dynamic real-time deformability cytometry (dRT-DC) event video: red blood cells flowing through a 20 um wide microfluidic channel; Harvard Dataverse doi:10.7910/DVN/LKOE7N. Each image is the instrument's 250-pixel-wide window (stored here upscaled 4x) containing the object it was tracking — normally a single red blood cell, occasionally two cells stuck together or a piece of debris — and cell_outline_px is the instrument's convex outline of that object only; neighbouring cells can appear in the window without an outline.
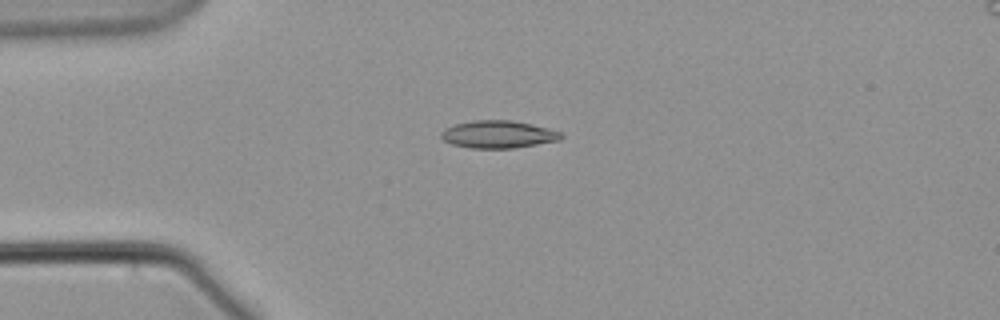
{"species": "common noctule bat (a hibernating species)", "species_latin": "Nyctalus noctula", "temperature_condition": "warm", "stored_images_in_passage": 44, "camera_frame_rate_fps": 3000, "um_per_image_px": 0.085, "animal": {"sex": "male", "body_mass_g": 21.5, "forearm_length_mm": 52.0}, "frame": {"image": 1, "passage_image": 1, "time_ms": 0.0, "image_size_px": [1000, 320], "cell_outline_px": [[564, 136], [560, 140], [512, 148], [472, 148], [452, 144], [444, 140], [440, 136], [440, 132], [444, 128], [456, 124], [472, 120], [512, 120], [532, 124], [564, 132]], "centroid_in_image_um": [42.36, 11.41], "position_along_channel_um": 42.6, "area_um2": 19.31}}
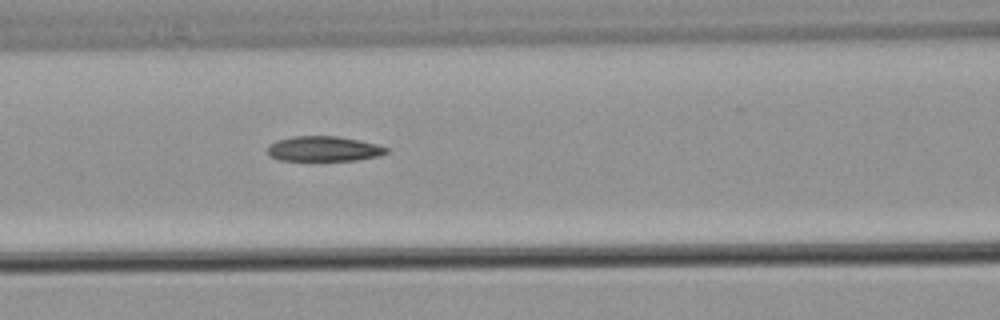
{"frame": {"image": 2, "passage_image": 11, "time_ms": 3.333, "image_size_px": [1000, 320], "cell_outline_px": [[388, 152], [380, 156], [356, 160], [280, 160], [268, 156], [268, 144], [276, 140], [292, 136], [336, 136], [376, 144], [388, 148]], "centroid_in_image_um": [27.48, 12.65], "position_along_channel_um": 139.1, "area_um2": 17.34}}
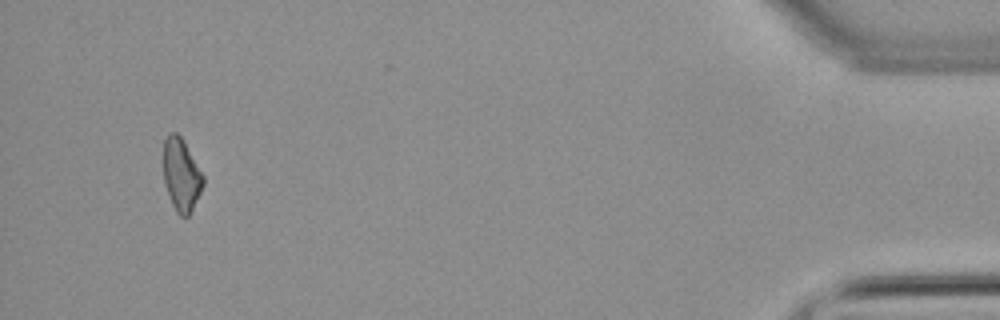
{"frame": {"image": 3, "passage_image": 41, "time_ms": 13.333, "image_size_px": [1000, 320], "cell_outline_px": [[204, 184], [188, 216], [180, 216], [176, 212], [172, 204], [164, 180], [164, 140], [168, 132], [176, 132], [180, 136], [204, 176]], "centroid_in_image_um": [15.4, 14.85], "position_along_channel_um": 419.8, "area_um2": 16.42}}